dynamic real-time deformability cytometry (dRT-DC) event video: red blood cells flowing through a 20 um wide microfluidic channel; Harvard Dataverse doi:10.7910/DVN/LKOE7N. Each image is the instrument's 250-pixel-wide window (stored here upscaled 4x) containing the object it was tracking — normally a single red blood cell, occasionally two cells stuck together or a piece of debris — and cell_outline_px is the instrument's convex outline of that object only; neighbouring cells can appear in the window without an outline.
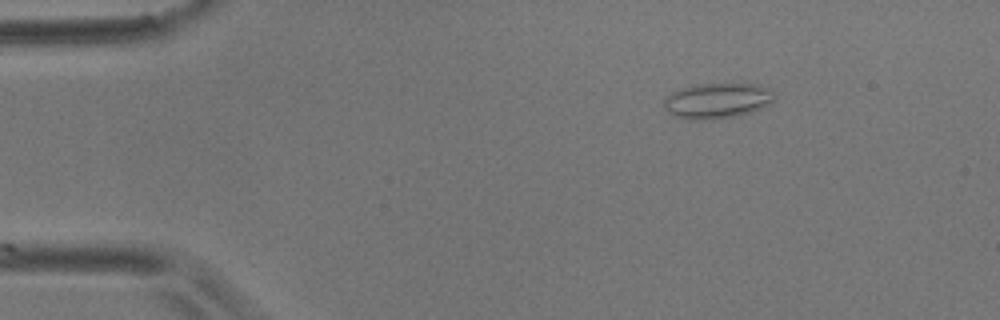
{"species": "common noctule bat (a hibernating species)", "species_latin": "Nyctalus noctula", "temperature_condition": "room temperature", "stored_images_in_passage": 21, "camera_frame_rate_fps": 3000, "um_per_image_px": 0.085, "animal": {"sex": "male", "body_mass_g": 17.9}, "frame": {"image": 1, "passage_image": 2, "time_ms": 0.333, "image_size_px": [1000, 320], "cell_outline_px": [[776, 96], [764, 108], [732, 116], [712, 120], [688, 120], [672, 116], [664, 108], [664, 100], [672, 92], [696, 84], [756, 84], [772, 88]], "centroid_in_image_um": [60.97, 8.57], "position_along_channel_um": 24.0, "area_um2": 22.89}}
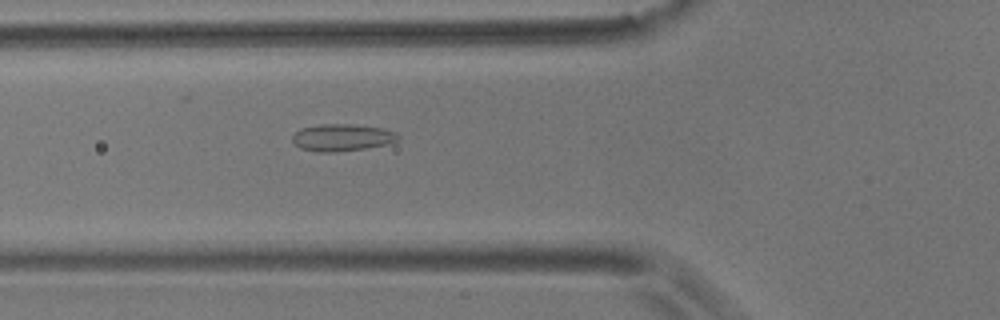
{"frame": {"image": 2, "passage_image": 14, "time_ms": 4.333, "image_size_px": [1000, 320], "cell_outline_px": [[400, 136], [396, 140], [388, 144], [364, 148], [332, 152], [316, 152], [300, 148], [292, 140], [292, 136], [300, 128], [320, 124], [352, 124], [384, 128], [396, 132]], "centroid_in_image_um": [29.07, 11.68], "position_along_channel_um": 96.7, "area_um2": 16.65}}
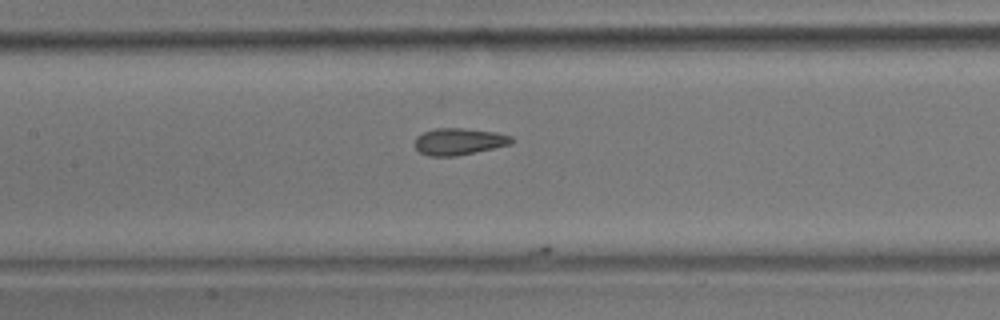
{"frame": {"image": 3, "passage_image": 20, "time_ms": 6.333, "image_size_px": [1000, 320], "cell_outline_px": [[516, 140], [512, 144], [476, 152], [456, 156], [428, 156], [420, 152], [416, 148], [416, 136], [424, 132], [436, 128], [464, 128], [496, 132], [512, 136]], "centroid_in_image_um": [39.06, 12.03], "position_along_channel_um": 168.3, "area_um2": 15.2}}